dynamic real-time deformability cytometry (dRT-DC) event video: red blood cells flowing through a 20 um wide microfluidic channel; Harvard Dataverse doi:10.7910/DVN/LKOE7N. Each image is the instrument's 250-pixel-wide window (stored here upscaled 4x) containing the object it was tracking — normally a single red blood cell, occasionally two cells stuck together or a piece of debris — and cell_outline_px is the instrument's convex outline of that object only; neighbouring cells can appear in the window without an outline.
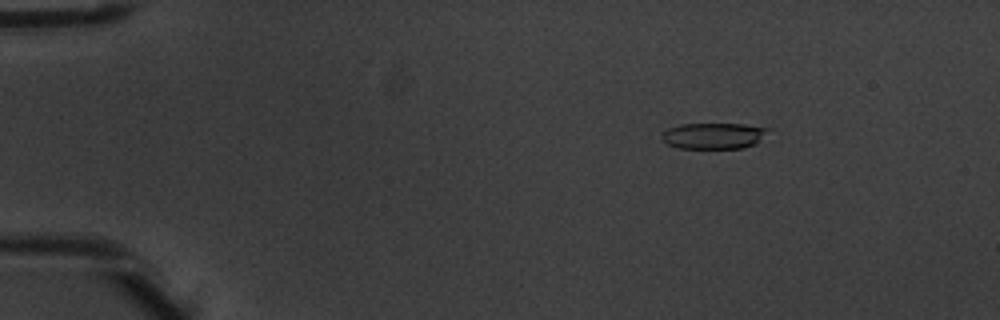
{"species": "common noctule bat (a hibernating species)", "species_latin": "Nyctalus noctula", "temperature_condition": "warm", "stored_images_in_passage": 6, "camera_frame_rate_fps": 3000, "um_per_image_px": 0.085, "animal": {"sex": "male", "body_mass_g": 20.1, "forearm_length_mm": 53.5}, "frame": {"image": 1, "passage_image": 3, "time_ms": 0.667, "image_size_px": [1000, 320], "cell_outline_px": [[772, 128], [756, 144], [744, 148], [680, 148], [668, 144], [660, 136], [660, 132], [668, 128], [680, 124], [744, 124]], "centroid_in_image_um": [60.67, 11.53], "position_along_channel_um": 24.3, "area_um2": 16.3}}